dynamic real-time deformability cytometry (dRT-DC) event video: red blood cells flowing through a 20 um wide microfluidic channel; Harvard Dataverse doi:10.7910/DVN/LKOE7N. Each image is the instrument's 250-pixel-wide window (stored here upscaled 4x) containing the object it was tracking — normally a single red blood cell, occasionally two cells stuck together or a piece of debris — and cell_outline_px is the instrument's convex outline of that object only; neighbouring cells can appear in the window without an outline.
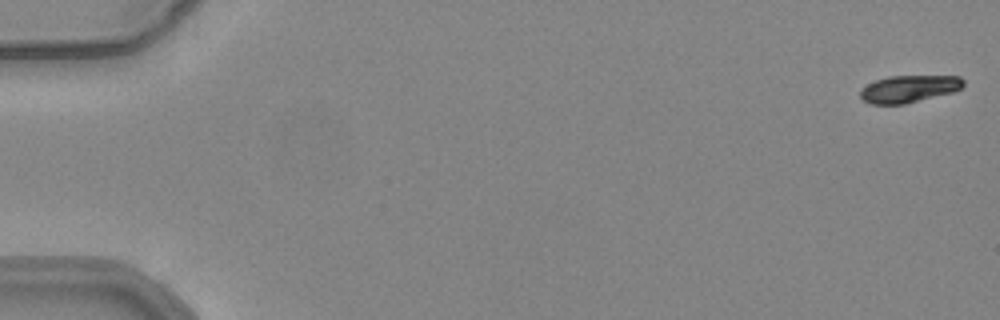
{"species": "common noctule bat (a hibernating species)", "species_latin": "Nyctalus noctula", "temperature_condition": "warm", "stored_images_in_passage": 54, "camera_frame_rate_fps": 3000, "um_per_image_px": 0.085, "animal": {"sex": "female", "body_mass_g": 24.6, "forearm_length_mm": 56.2}, "frame": {"image": 1, "passage_image": 1, "time_ms": 0.0, "image_size_px": [1000, 320], "cell_outline_px": [[964, 84], [960, 88], [952, 92], [904, 104], [872, 104], [864, 100], [860, 96], [860, 88], [876, 80], [888, 76], [960, 76], [964, 80]], "centroid_in_image_um": [77.24, 7.54], "position_along_channel_um": 7.8, "area_um2": 16.18}}
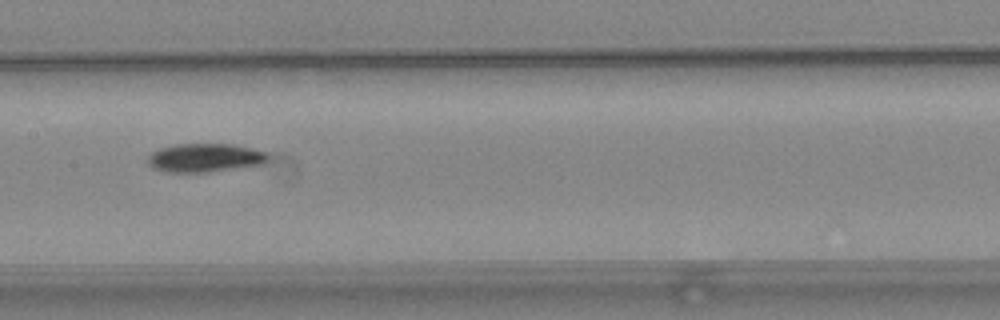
{"frame": {"image": 2, "passage_image": 28, "time_ms": 9.0, "image_size_px": [1000, 320], "cell_outline_px": [[268, 160], [264, 164], [208, 172], [168, 172], [152, 168], [148, 164], [148, 156], [152, 152], [160, 148], [172, 144], [236, 144], [268, 152]], "centroid_in_image_um": [17.43, 13.4], "position_along_channel_um": 190.0, "area_um2": 20.23}}
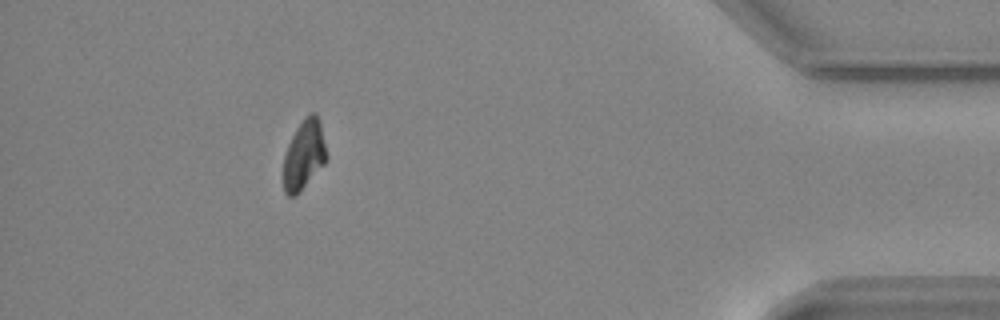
{"frame": {"image": 3, "passage_image": 49, "time_ms": 16.0, "image_size_px": [1000, 320], "cell_outline_px": [[328, 160], [300, 192], [296, 196], [288, 196], [284, 192], [284, 156], [288, 144], [296, 128], [304, 116], [308, 112], [316, 112], [320, 120], [328, 156]], "centroid_in_image_um": [25.87, 13.13], "position_along_channel_um": 409.3, "area_um2": 17.8}, "authors_computed_cell_mechanics": {"area_um2": 18.5827, "velocity_mm_per_s": 3.8783, "shape_relaxation_time_tau1_ms": 4.1526, "shape_relaxation_time_tau2_ms": null, "deformation_change_tau1": 0.1419, "deformation_change_tau2": null}}